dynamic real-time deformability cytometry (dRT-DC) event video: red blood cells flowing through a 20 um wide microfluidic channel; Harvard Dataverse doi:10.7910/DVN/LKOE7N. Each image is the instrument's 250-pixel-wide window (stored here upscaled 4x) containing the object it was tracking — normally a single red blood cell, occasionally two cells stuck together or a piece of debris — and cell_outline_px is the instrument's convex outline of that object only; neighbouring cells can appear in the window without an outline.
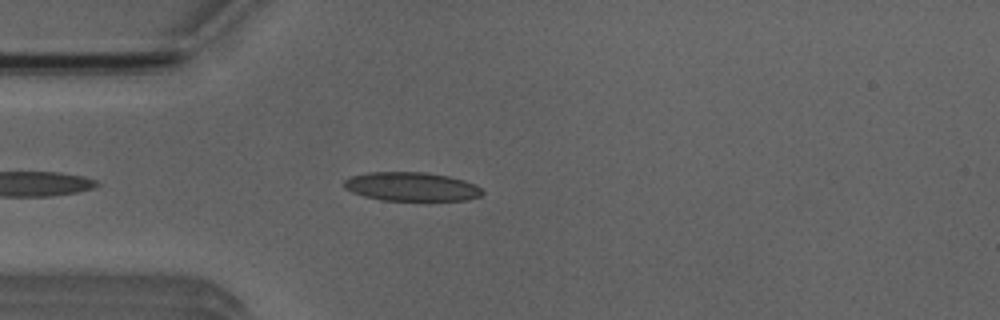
{"species": "Egyptian fruit bat (a non-hibernating species)", "species_latin": "Rousettus aegyptiacus", "temperature_condition": "room temperature", "stored_images_in_passage": 28, "camera_frame_rate_fps": 3000, "um_per_image_px": 0.085, "animal": {"sex": "male"}, "frame": {"image": 1, "passage_image": 5, "time_ms": 1.333, "image_size_px": [1000, 320], "cell_outline_px": [[484, 192], [480, 196], [468, 200], [424, 204], [380, 200], [364, 196], [352, 192], [344, 188], [344, 180], [348, 176], [368, 172], [424, 172], [448, 176], [464, 180], [476, 184]], "centroid_in_image_um": [35.01, 15.92], "position_along_channel_um": 50.0, "area_um2": 24.62}}
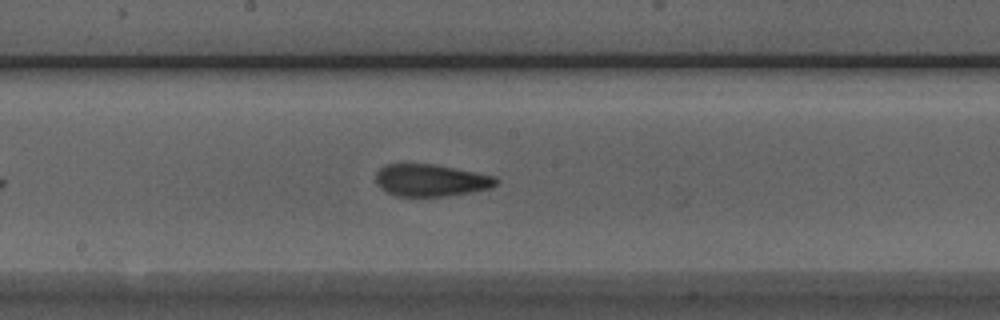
{"frame": {"image": 2, "passage_image": 18, "time_ms": 5.667, "image_size_px": [1000, 320], "cell_outline_px": [[496, 184], [488, 188], [472, 192], [444, 196], [396, 196], [380, 188], [376, 180], [376, 172], [380, 168], [388, 164], [432, 164], [496, 176]], "centroid_in_image_um": [36.59, 15.32], "position_along_channel_um": 211.6, "area_um2": 22.2}}
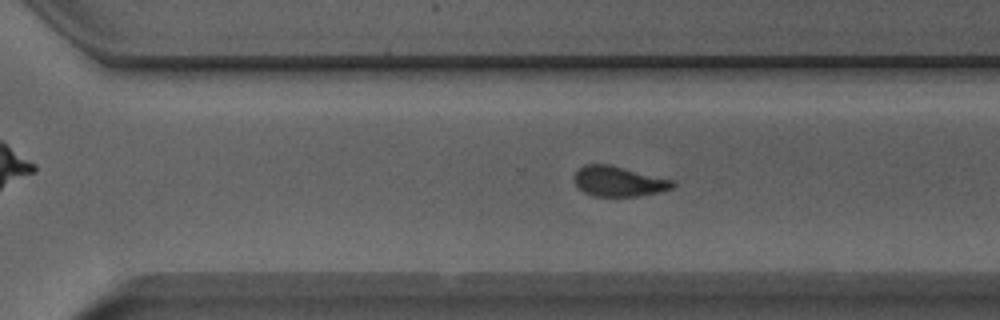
{"frame": {"image": 3, "passage_image": 23, "time_ms": 7.333, "image_size_px": [1000, 320], "cell_outline_px": [[676, 184], [672, 188], [640, 196], [592, 196], [584, 192], [572, 180], [572, 176], [584, 164], [608, 164], [672, 180]], "centroid_in_image_um": [52.53, 15.41], "position_along_channel_um": 318.1, "area_um2": 17.11}}